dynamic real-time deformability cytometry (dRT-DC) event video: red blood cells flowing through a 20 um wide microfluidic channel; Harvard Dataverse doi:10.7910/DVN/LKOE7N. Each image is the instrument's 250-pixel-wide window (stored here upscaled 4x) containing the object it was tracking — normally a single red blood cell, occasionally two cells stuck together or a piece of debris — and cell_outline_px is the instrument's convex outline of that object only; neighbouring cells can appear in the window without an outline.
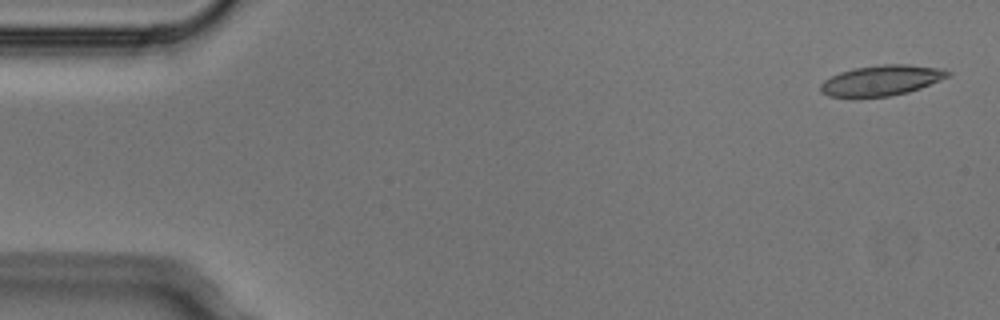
{"species": "Egyptian fruit bat (a non-hibernating species)", "species_latin": "Rousettus aegyptiacus", "temperature_condition": "cold", "stored_images_in_passage": 5, "camera_frame_rate_fps": 3000, "um_per_image_px": 0.085, "animal": {"sex": "male"}, "frame": {"image": 1, "passage_image": 1, "time_ms": 0.0, "image_size_px": [1000, 320], "cell_outline_px": [[952, 76], [920, 88], [908, 92], [888, 96], [828, 96], [820, 92], [820, 84], [824, 80], [840, 72], [856, 68], [884, 64], [908, 64], [944, 68], [952, 72]], "centroid_in_image_um": [75.0, 6.81], "position_along_channel_um": 10.0, "area_um2": 22.48}}
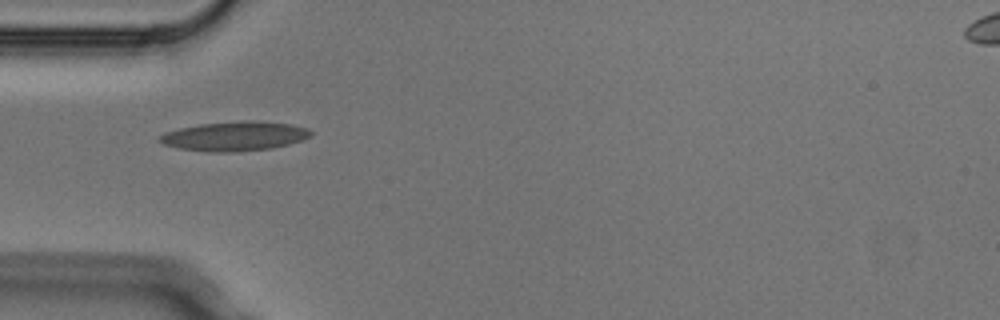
{"frame": {"image": 2, "passage_image": 5, "time_ms": 1.333, "image_size_px": [1000, 320], "cell_outline_px": [[312, 136], [288, 144], [272, 148], [232, 152], [208, 152], [180, 148], [164, 144], [156, 140], [164, 132], [180, 128], [200, 124], [244, 120], [252, 120], [292, 124], [308, 128], [312, 132]], "centroid_in_image_um": [19.94, 11.57], "position_along_channel_um": 65.1, "area_um2": 25.89}}